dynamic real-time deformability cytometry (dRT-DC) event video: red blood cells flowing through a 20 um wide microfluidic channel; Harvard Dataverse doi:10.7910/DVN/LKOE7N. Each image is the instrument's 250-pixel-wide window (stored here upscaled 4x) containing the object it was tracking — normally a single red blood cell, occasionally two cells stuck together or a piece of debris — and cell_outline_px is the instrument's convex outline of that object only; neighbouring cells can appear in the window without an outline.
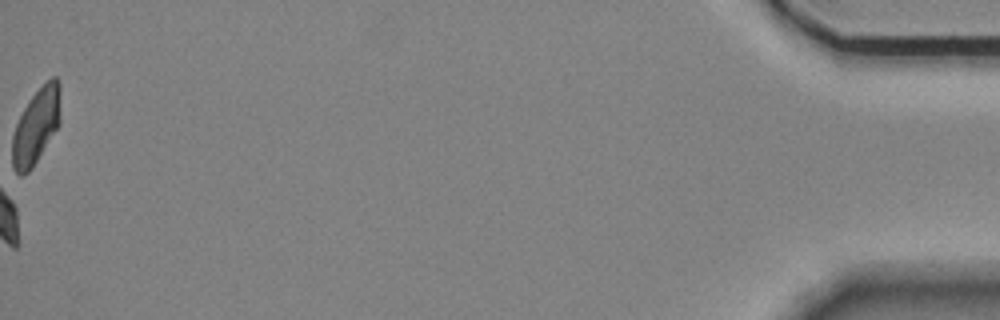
{"species": "Egyptian fruit bat (a non-hibernating species)", "species_latin": "Rousettus aegyptiacus", "temperature_condition": "room temperature", "stored_images_in_passage": 57, "camera_frame_rate_fps": 3000, "um_per_image_px": 0.085, "animal": {"sex": "female"}, "frame": {"image": 1, "passage_image": 57, "time_ms": 18.667, "image_size_px": [1000, 320], "cell_outline_px": [[60, 124], [32, 168], [28, 172], [20, 176], [12, 168], [12, 136], [16, 124], [28, 100], [52, 76], [56, 76], [60, 84]], "centroid_in_image_um": [3.07, 10.73], "position_along_channel_um": 432.1, "area_um2": 21.21}, "authors_computed_cell_mechanics": {"area_um2": 19.0162, "velocity_mm_per_s": 3.5096, "shape_relaxation_time_tau1_ms": null, "shape_relaxation_time_tau2_ms": 4.6064, "deformation_change_tau1": null, "deformation_change_tau2": 0.0917}}